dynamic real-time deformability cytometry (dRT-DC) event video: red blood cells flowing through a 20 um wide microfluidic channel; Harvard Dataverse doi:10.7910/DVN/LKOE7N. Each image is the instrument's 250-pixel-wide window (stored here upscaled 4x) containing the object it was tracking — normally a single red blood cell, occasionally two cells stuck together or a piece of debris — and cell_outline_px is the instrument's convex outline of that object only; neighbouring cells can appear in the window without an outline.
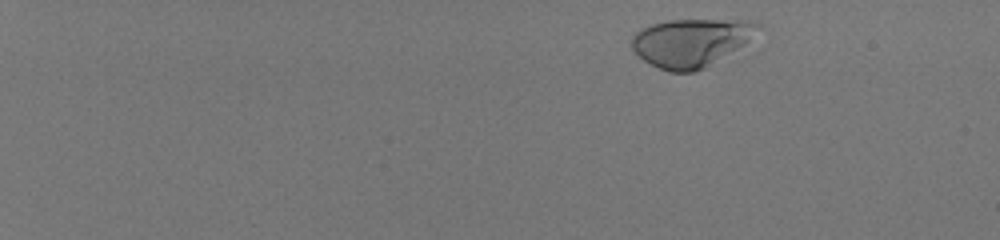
{"species": "human", "species_latin": "Homo sapiens", "temperature_condition": "room temperature", "stored_images_in_passage": 52, "camera_frame_rate_fps": 3000, "um_per_image_px": 0.085, "donor": {"sex": "male"}, "frame": {"image": 1, "passage_image": 4, "time_ms": 1.0, "image_size_px": [1000, 240], "cell_outline_px": [[764, 28], [744, 44], [704, 68], [692, 72], [668, 72], [644, 60], [632, 48], [632, 36], [636, 32], [652, 24], [664, 20], [748, 20], [760, 24]], "centroid_in_image_um": [58.77, 3.6], "position_along_channel_um": 26.2, "area_um2": 35.14}}
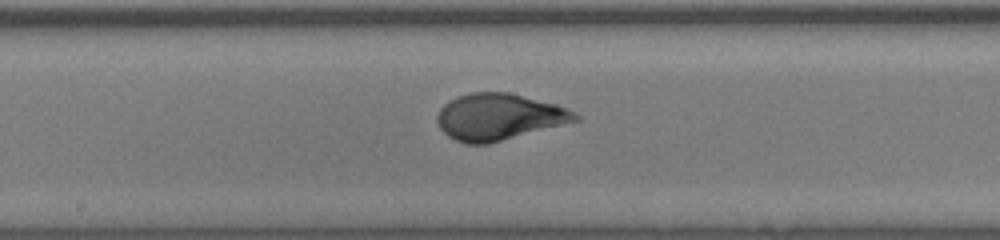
{"frame": {"image": 2, "passage_image": 31, "time_ms": 10.0, "image_size_px": [1000, 240], "cell_outline_px": [[580, 120], [488, 144], [464, 144], [448, 136], [440, 128], [436, 120], [436, 116], [440, 108], [444, 104], [460, 96], [472, 92], [508, 92], [556, 104], [576, 112], [580, 116]], "centroid_in_image_um": [42.41, 9.94], "position_along_channel_um": 205.8, "area_um2": 37.28}}
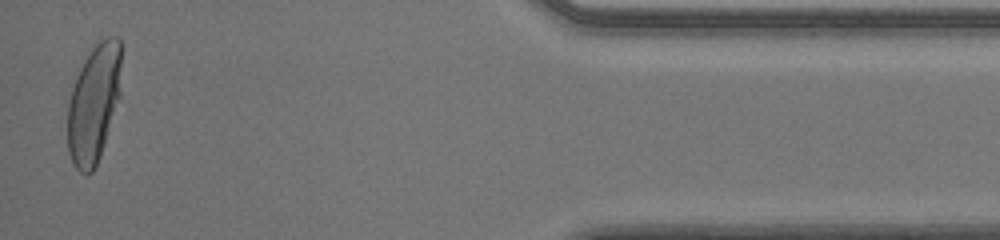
{"frame": {"image": 3, "passage_image": 51, "time_ms": 16.667, "image_size_px": [1000, 240], "cell_outline_px": [[120, 96], [100, 156], [92, 172], [88, 176], [84, 176], [72, 164], [68, 152], [68, 104], [72, 88], [76, 76], [84, 60], [92, 48], [100, 40], [108, 36], [116, 36], [120, 40]], "centroid_in_image_um": [7.96, 8.82], "position_along_channel_um": 427.2, "area_um2": 36.99}, "authors_computed_cell_mechanics": {"area_um2": 35.8649, "velocity_mm_per_s": 4.0301, "shape_relaxation_time_tau1_ms": 4.1201, "shape_relaxation_time_tau2_ms": null, "deformation_change_tau1": 0.2208, "deformation_change_tau2": null}}